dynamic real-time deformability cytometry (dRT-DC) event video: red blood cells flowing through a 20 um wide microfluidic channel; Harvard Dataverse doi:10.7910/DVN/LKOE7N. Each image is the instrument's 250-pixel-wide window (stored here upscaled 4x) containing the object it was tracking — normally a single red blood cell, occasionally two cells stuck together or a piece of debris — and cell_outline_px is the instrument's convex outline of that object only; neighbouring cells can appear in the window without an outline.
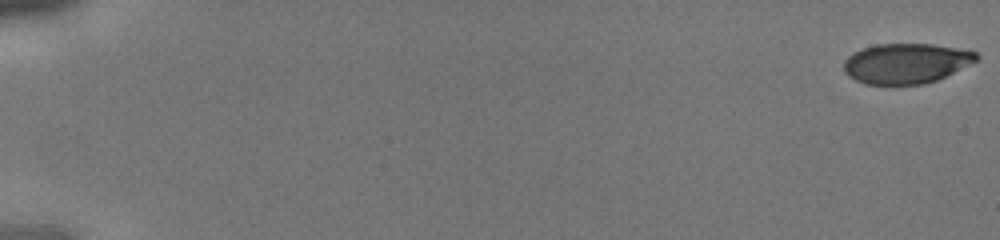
{"species": "human", "species_latin": "Homo sapiens", "temperature_condition": "cold", "stored_images_in_passage": 43, "camera_frame_rate_fps": 3000, "um_per_image_px": 0.085, "donor": {"sex": "male"}, "frame": {"image": 1, "passage_image": 1, "time_ms": 0.0, "image_size_px": [1000, 240], "cell_outline_px": [[980, 56], [976, 60], [936, 80], [924, 84], [864, 84], [848, 76], [844, 72], [844, 60], [852, 52], [876, 44], [932, 44], [956, 48], [976, 52]], "centroid_in_image_um": [76.96, 5.38], "position_along_channel_um": 8.0, "area_um2": 30.69}}
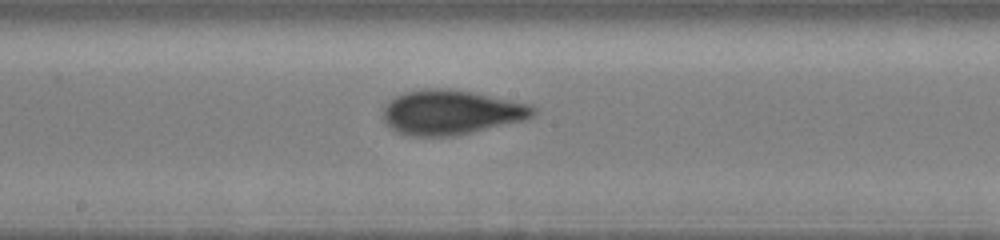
{"frame": {"image": 2, "passage_image": 25, "time_ms": 8.0, "image_size_px": [1000, 240], "cell_outline_px": [[536, 112], [532, 116], [524, 120], [456, 136], [412, 136], [396, 132], [384, 120], [384, 108], [388, 100], [404, 92], [424, 88], [452, 88], [532, 104], [536, 108]], "centroid_in_image_um": [38.35, 9.54], "position_along_channel_um": 209.8, "area_um2": 39.19}}
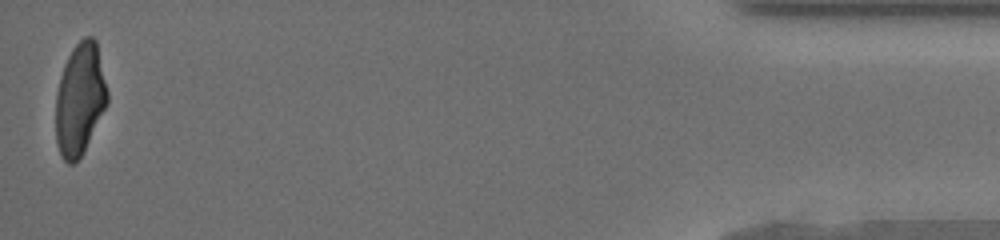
{"frame": {"image": 3, "passage_image": 43, "time_ms": 14.0, "image_size_px": [1000, 240], "cell_outline_px": [[108, 104], [80, 156], [72, 164], [68, 164], [60, 156], [56, 144], [56, 92], [60, 76], [64, 64], [72, 48], [84, 36], [92, 36], [96, 40], [108, 92]], "centroid_in_image_um": [6.78, 8.41], "position_along_channel_um": 428.4, "area_um2": 33.64}}